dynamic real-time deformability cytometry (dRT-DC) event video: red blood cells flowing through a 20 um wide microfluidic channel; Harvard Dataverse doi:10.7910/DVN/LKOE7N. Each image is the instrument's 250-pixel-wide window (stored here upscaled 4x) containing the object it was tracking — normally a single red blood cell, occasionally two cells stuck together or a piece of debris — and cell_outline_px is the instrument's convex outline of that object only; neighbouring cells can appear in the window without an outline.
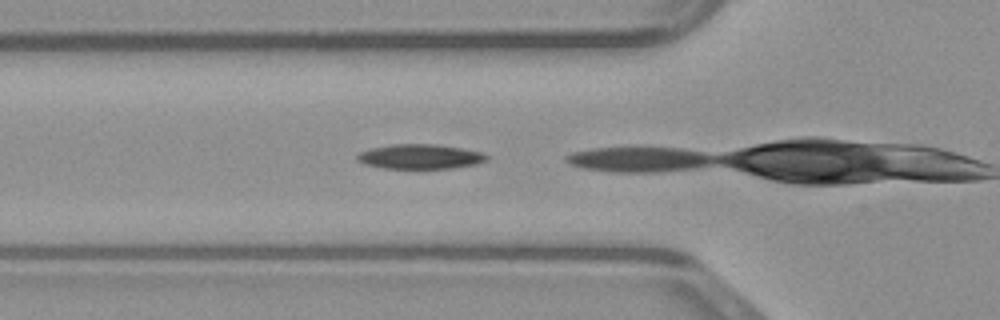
{"species": "common noctule bat (a hibernating species)", "species_latin": "Nyctalus noctula", "temperature_condition": "warm", "stored_images_in_passage": 13, "camera_frame_rate_fps": 3000, "um_per_image_px": 0.085, "animal": {"sex": "male", "body_mass_g": 23.1, "forearm_length_mm": 52.7}, "frame": {"image": 1, "passage_image": 12, "time_ms": 3.667, "image_size_px": [1000, 320], "cell_outline_px": [[488, 160], [476, 164], [452, 168], [384, 168], [364, 164], [356, 160], [356, 156], [360, 152], [372, 148], [392, 144], [436, 144], [460, 148], [480, 152], [488, 156]], "centroid_in_image_um": [35.69, 13.31], "position_along_channel_um": 90.1, "area_um2": 18.5}}